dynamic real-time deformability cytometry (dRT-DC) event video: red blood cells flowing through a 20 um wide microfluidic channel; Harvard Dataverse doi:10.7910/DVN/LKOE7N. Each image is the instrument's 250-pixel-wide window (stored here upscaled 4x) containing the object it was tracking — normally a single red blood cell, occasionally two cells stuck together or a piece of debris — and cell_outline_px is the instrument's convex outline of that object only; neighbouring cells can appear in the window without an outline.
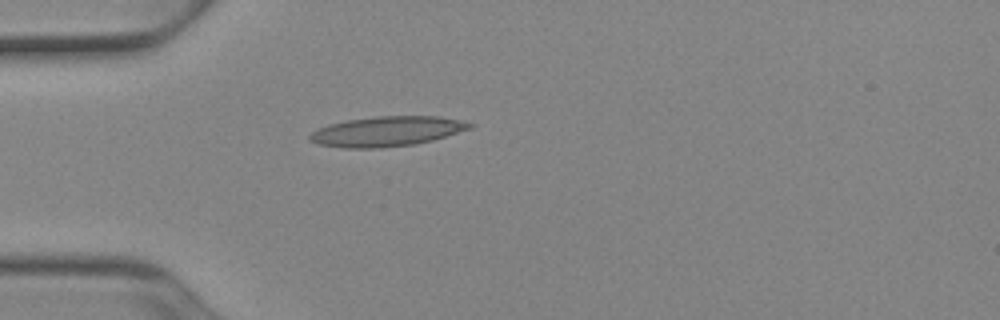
{"species": "Egyptian fruit bat (a non-hibernating species)", "species_latin": "Rousettus aegyptiacus", "temperature_condition": "cold", "stored_images_in_passage": 38, "camera_frame_rate_fps": 3000, "um_per_image_px": 0.085, "animal": {"sex": "female"}, "frame": {"image": 1, "passage_image": 1, "time_ms": 0.0, "image_size_px": [1000, 320], "cell_outline_px": [[476, 124], [472, 128], [432, 140], [416, 144], [380, 148], [344, 148], [320, 144], [308, 140], [308, 136], [316, 128], [328, 124], [348, 120], [376, 116], [440, 116]], "centroid_in_image_um": [32.86, 11.16], "position_along_channel_um": 52.1, "area_um2": 27.98}}
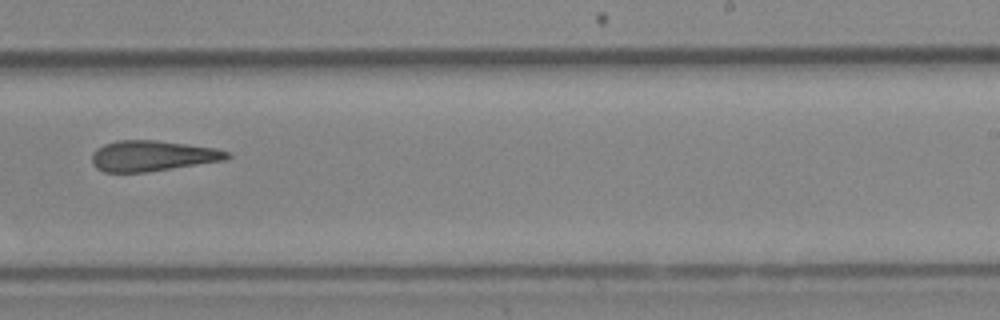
{"frame": {"image": 2, "passage_image": 19, "time_ms": 6.0, "image_size_px": [1000, 320], "cell_outline_px": [[232, 156], [228, 160], [148, 172], [104, 172], [96, 168], [92, 164], [92, 152], [96, 148], [104, 144], [116, 140], [156, 140], [216, 148], [228, 152]], "centroid_in_image_um": [12.96, 13.25], "position_along_channel_um": 276.0, "area_um2": 24.39}}
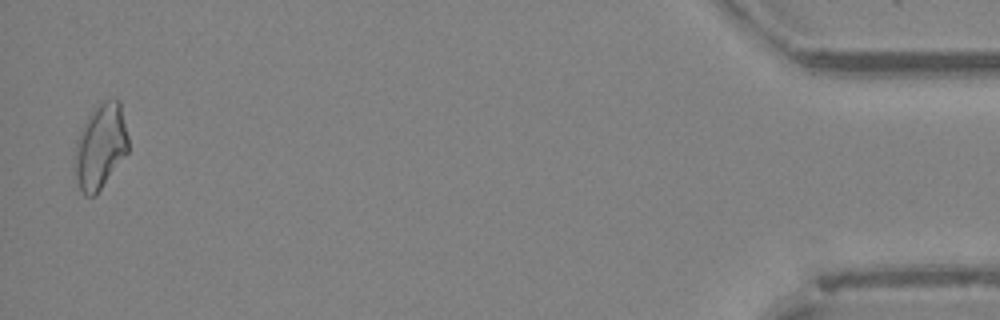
{"frame": {"image": 3, "passage_image": 37, "time_ms": 12.0, "image_size_px": [1000, 320], "cell_outline_px": [[128, 152], [96, 196], [84, 196], [76, 180], [72, 164], [76, 140], [88, 116], [104, 100], [116, 96], [120, 100], [128, 136]], "centroid_in_image_um": [8.52, 12.47], "position_along_channel_um": 426.7, "area_um2": 26.93}, "authors_computed_cell_mechanics": {"area_um2": 24.6806, "velocity_mm_per_s": 3.9257, "shape_relaxation_time_tau1_ms": null, "shape_relaxation_time_tau2_ms": 3.624, "deformation_change_tau1": null, "deformation_change_tau2": 0.1536}}